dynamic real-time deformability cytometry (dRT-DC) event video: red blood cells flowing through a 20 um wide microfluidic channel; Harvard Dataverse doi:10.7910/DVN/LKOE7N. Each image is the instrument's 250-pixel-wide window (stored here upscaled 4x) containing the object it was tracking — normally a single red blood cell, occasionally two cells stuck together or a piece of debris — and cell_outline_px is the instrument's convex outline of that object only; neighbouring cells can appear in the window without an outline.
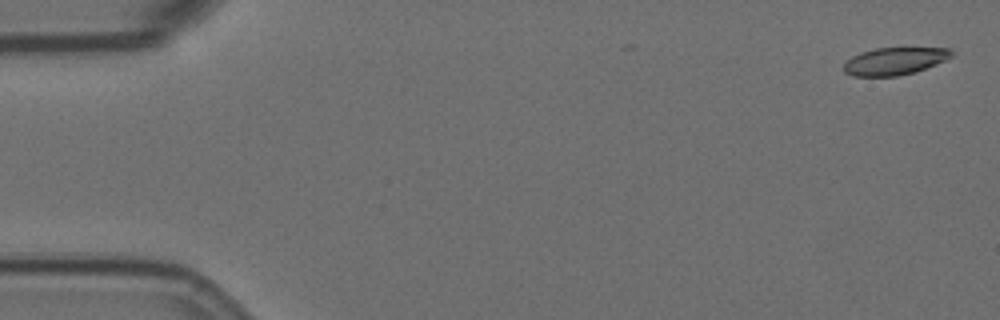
{"species": "Egyptian fruit bat (a non-hibernating species)", "species_latin": "Rousettus aegyptiacus", "temperature_condition": "room temperature", "stored_images_in_passage": 6, "camera_frame_rate_fps": 3000, "um_per_image_px": 0.085, "animal": {"sex": "female"}, "frame": {"image": 1, "passage_image": 2, "time_ms": 0.333, "image_size_px": [1000, 320], "cell_outline_px": [[956, 52], [952, 56], [936, 64], [916, 72], [896, 76], [852, 76], [844, 72], [844, 60], [860, 52], [876, 48], [952, 48]], "centroid_in_image_um": [76.04, 5.19], "position_along_channel_um": 9.0, "area_um2": 17.4}}